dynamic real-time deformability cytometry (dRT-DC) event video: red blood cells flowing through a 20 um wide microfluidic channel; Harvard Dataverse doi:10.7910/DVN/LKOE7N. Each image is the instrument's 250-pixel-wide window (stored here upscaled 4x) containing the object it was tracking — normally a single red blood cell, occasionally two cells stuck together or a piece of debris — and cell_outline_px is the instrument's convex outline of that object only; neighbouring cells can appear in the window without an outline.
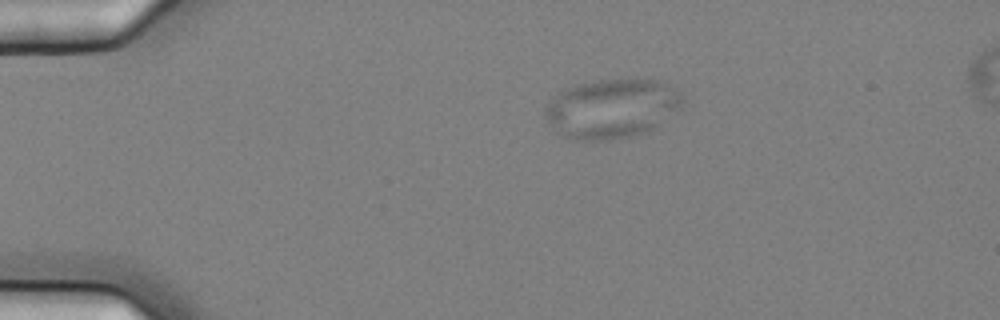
{"species": "common noctule bat (a hibernating species)", "species_latin": "Nyctalus noctula", "temperature_condition": "cold", "stored_images_in_passage": 4, "camera_frame_rate_fps": 3000, "um_per_image_px": 0.085, "animal": {"sex": "female", "body_mass_g": 25.1}, "frame": {"image": 1, "passage_image": 1, "time_ms": 0.0, "image_size_px": [1000, 320], "cell_outline_px": [[684, 96], [680, 108], [648, 132], [632, 136], [608, 140], [580, 140], [564, 136], [556, 132], [544, 120], [544, 108], [560, 92], [576, 84], [600, 80], [660, 80], [676, 88]], "centroid_in_image_um": [52.0, 9.24], "position_along_channel_um": 33.0, "area_um2": 47.4}}
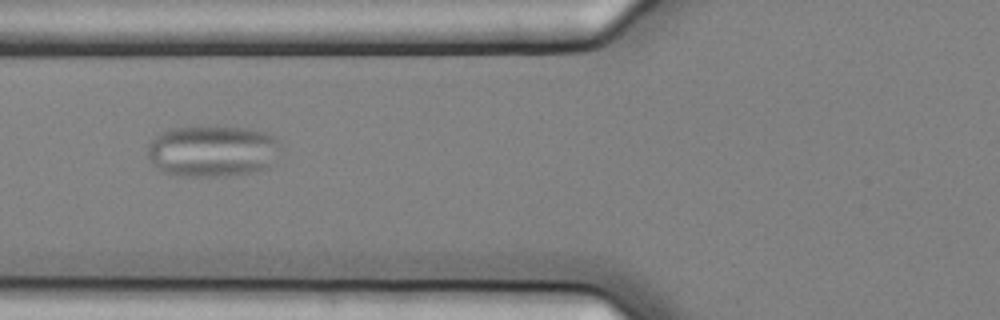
{"frame": {"image": 2, "passage_image": 4, "time_ms": 1.0, "image_size_px": [1000, 320], "cell_outline_px": [[284, 148], [268, 168], [248, 172], [224, 176], [176, 176], [164, 172], [148, 156], [148, 144], [160, 132], [172, 128], [244, 128], [264, 132], [280, 140]], "centroid_in_image_um": [18.12, 12.85], "position_along_channel_um": 107.7, "area_um2": 39.59}}